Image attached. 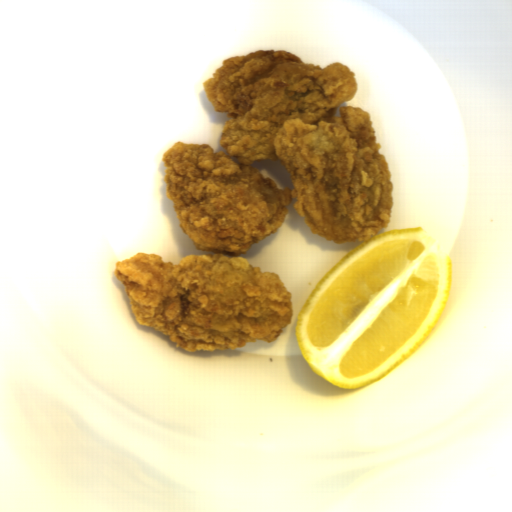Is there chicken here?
<instances>
[{"label":"chicken","mask_w":512,"mask_h":512,"mask_svg":"<svg viewBox=\"0 0 512 512\" xmlns=\"http://www.w3.org/2000/svg\"><path fill=\"white\" fill-rule=\"evenodd\" d=\"M213 71L202 88L214 112L229 118L219 139L226 151L177 140L160 160L182 235L211 253L174 264L143 251L113 264L136 323L194 353L269 344L293 323L283 279L241 255L279 232L292 199L310 233L338 245L370 242L389 228L394 205L370 112L339 108L359 90L350 67L258 49ZM269 159L290 173L294 190L278 189L251 165Z\"/></svg>","instance_id":"obj_1"}]
</instances>
